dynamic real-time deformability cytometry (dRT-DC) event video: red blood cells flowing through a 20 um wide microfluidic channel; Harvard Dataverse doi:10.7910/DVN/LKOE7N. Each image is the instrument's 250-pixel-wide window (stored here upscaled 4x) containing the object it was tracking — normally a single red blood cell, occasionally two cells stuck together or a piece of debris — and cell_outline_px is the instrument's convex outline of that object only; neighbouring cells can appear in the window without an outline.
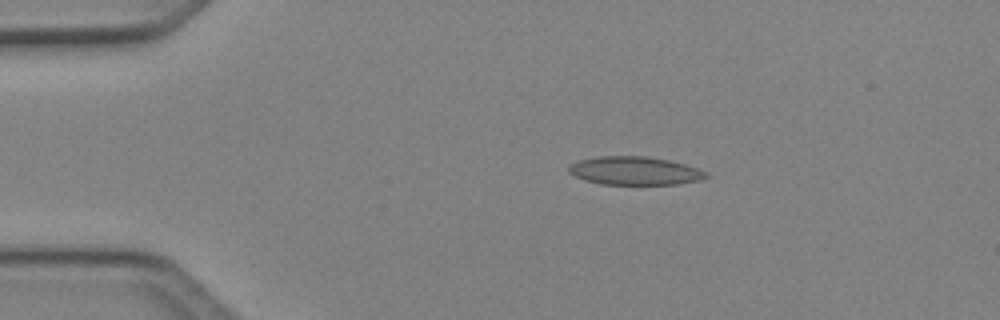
{"species": "Egyptian fruit bat (a non-hibernating species)", "species_latin": "Rousettus aegyptiacus", "temperature_condition": "cold", "stored_images_in_passage": 4, "camera_frame_rate_fps": 3000, "um_per_image_px": 0.085, "animal": {"sex": "female"}, "frame": {"image": 1, "passage_image": 2, "time_ms": 0.333, "image_size_px": [1000, 320], "cell_outline_px": [[708, 176], [700, 180], [676, 184], [600, 184], [584, 180], [568, 172], [568, 164], [580, 160], [596, 156], [648, 156], [668, 160], [684, 164], [696, 168], [704, 172]], "centroid_in_image_um": [53.89, 14.51], "position_along_channel_um": 31.1, "area_um2": 22.54}}
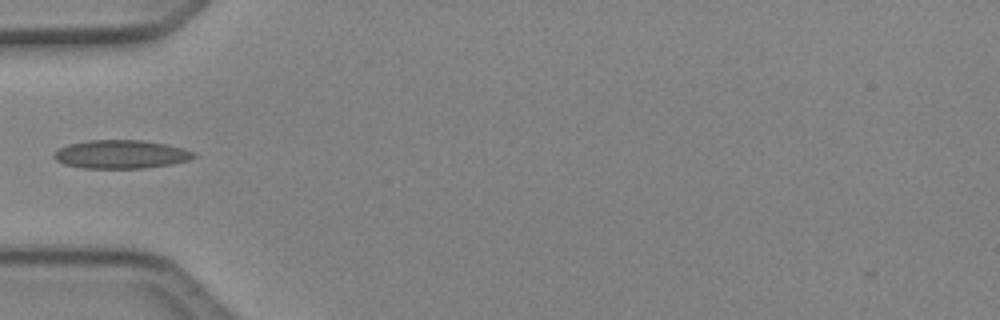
{"frame": {"image": 2, "passage_image": 4, "time_ms": 1.0, "image_size_px": [1000, 320], "cell_outline_px": [[196, 156], [188, 160], [172, 164], [144, 168], [84, 168], [64, 164], [56, 160], [52, 156], [60, 148], [68, 144], [88, 140], [144, 140], [184, 148], [192, 152]], "centroid_in_image_um": [10.27, 13.11], "position_along_channel_um": 74.7, "area_um2": 23.06}}